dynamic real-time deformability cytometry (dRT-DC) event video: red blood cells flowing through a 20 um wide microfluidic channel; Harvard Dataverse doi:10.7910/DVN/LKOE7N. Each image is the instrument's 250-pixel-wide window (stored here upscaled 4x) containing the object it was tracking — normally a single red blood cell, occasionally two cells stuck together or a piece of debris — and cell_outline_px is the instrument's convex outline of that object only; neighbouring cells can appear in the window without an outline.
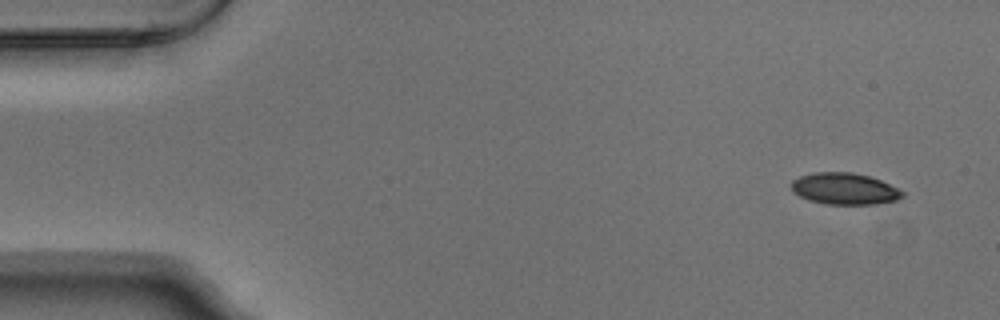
{"species": "Egyptian fruit bat (a non-hibernating species)", "species_latin": "Rousettus aegyptiacus", "temperature_condition": "warm", "stored_images_in_passage": 5, "camera_frame_rate_fps": 3000, "um_per_image_px": 0.085, "animal": {"sex": "male"}, "frame": {"image": 1, "passage_image": 1, "time_ms": 0.0, "image_size_px": [1000, 320], "cell_outline_px": [[904, 196], [896, 200], [876, 204], [828, 204], [808, 200], [792, 192], [792, 180], [800, 176], [816, 172], [852, 172], [868, 176], [880, 180], [904, 192]], "centroid_in_image_um": [71.77, 16.04], "position_along_channel_um": 13.2, "area_um2": 20.29}}
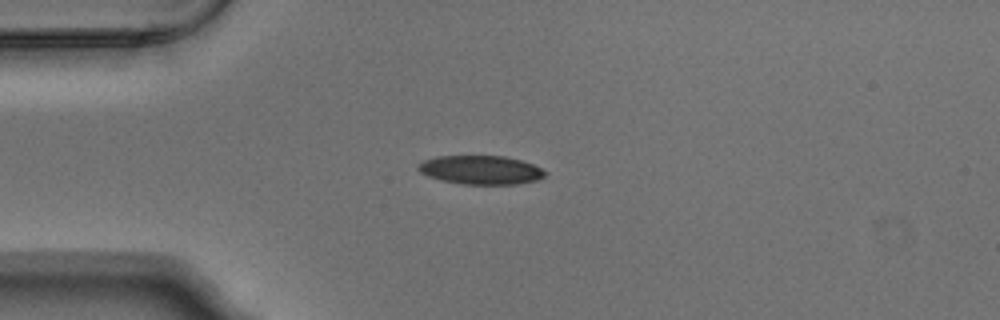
{"frame": {"image": 2, "passage_image": 4, "time_ms": 1.0, "image_size_px": [1000, 320], "cell_outline_px": [[548, 172], [544, 176], [536, 180], [516, 184], [464, 184], [440, 180], [428, 176], [420, 172], [416, 168], [424, 160], [436, 156], [504, 156], [520, 160], [532, 164]], "centroid_in_image_um": [40.85, 14.44], "position_along_channel_um": 44.2, "area_um2": 21.15}}
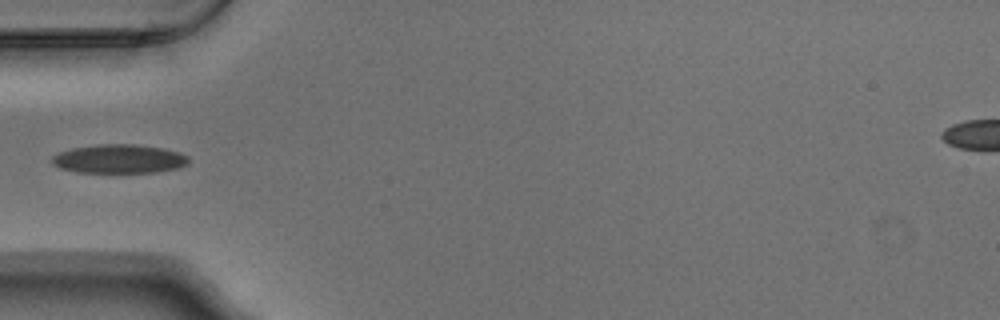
{"frame": {"image": 3, "passage_image": 5, "time_ms": 1.333, "image_size_px": [1000, 320], "cell_outline_px": [[188, 164], [180, 168], [156, 172], [76, 172], [60, 168], [52, 164], [52, 156], [60, 152], [72, 148], [96, 144], [136, 144], [164, 148], [180, 152], [188, 156]], "centroid_in_image_um": [10.15, 13.5], "position_along_channel_um": 74.9, "area_um2": 23.12}}